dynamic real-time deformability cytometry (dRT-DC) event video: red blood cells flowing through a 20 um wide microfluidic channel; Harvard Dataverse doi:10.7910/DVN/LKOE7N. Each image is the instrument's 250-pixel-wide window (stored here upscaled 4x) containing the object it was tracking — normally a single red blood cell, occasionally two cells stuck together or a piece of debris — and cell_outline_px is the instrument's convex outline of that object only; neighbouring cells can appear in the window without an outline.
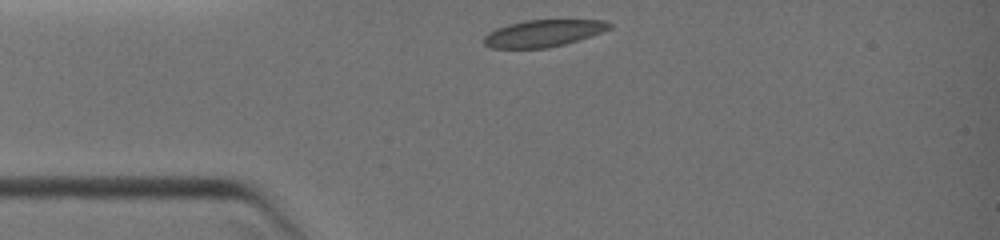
{"species": "common noctule bat (a hibernating species)", "species_latin": "Nyctalus noctula", "temperature_condition": "warm", "stored_images_in_passage": 19, "camera_frame_rate_fps": 3000, "um_per_image_px": 0.085, "animal": {"sex": "female", "body_mass_g": 19.0, "forearm_length_mm": 51.5}, "frame": {"image": 1, "passage_image": 1, "time_ms": 0.0, "image_size_px": [1000, 240], "cell_outline_px": [[612, 28], [564, 44], [548, 48], [492, 48], [484, 44], [484, 36], [488, 32], [496, 28], [508, 24], [528, 20], [604, 20], [612, 24]], "centroid_in_image_um": [46.15, 2.82], "position_along_channel_um": 38.9, "area_um2": 19.48}}
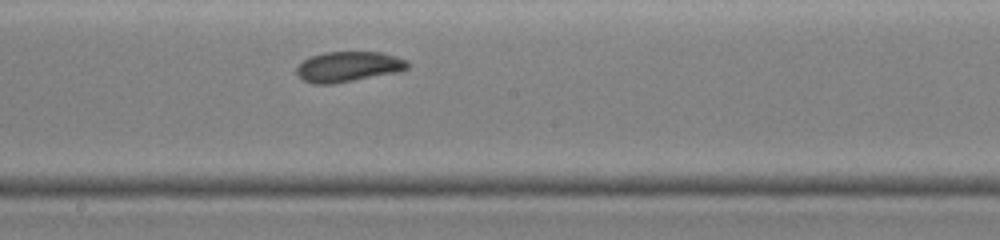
{"frame": {"image": 2, "passage_image": 10, "time_ms": 4.333, "image_size_px": [1000, 240], "cell_outline_px": [[412, 64], [408, 68], [400, 72], [332, 84], [312, 84], [296, 76], [296, 68], [304, 60], [312, 56], [324, 52], [384, 52], [408, 60]], "centroid_in_image_um": [29.65, 5.67], "position_along_channel_um": 218.5, "area_um2": 19.88}}
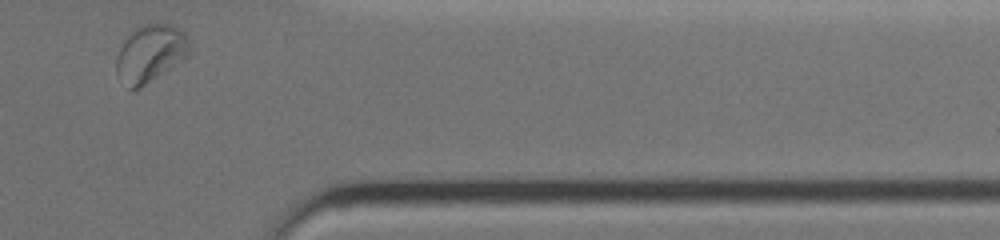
{"frame": {"image": 3, "passage_image": 19, "time_ms": 8.333, "image_size_px": [1000, 240], "cell_outline_px": [[188, 52], [184, 60], [140, 88], [132, 92], [128, 88], [116, 72], [116, 56], [124, 40], [140, 24], [152, 20], [160, 20], [180, 28], [184, 32], [188, 40]], "centroid_in_image_um": [12.78, 4.5], "position_along_channel_um": 398.6, "area_um2": 24.97}}